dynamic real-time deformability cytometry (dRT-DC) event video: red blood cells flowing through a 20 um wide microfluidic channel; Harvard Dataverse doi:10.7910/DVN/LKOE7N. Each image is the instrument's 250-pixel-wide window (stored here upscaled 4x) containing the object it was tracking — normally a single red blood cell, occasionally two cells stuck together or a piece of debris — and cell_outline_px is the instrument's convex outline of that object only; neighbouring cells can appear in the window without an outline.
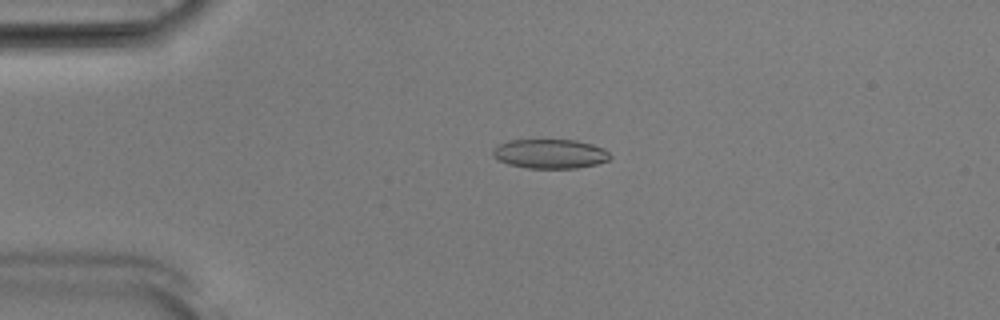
{"species": "Egyptian fruit bat (a non-hibernating species)", "species_latin": "Rousettus aegyptiacus", "temperature_condition": "room temperature", "stored_images_in_passage": 52, "camera_frame_rate_fps": 3000, "um_per_image_px": 0.085, "animal": {"sex": "male"}, "frame": {"image": 1, "passage_image": 12, "time_ms": 3.667, "image_size_px": [1000, 320], "cell_outline_px": [[612, 156], [608, 160], [596, 164], [576, 168], [528, 168], [508, 164], [500, 160], [492, 152], [492, 148], [508, 140], [576, 140], [592, 144], [604, 148]], "centroid_in_image_um": [46.78, 13.07], "position_along_channel_um": 38.2, "area_um2": 19.94}}
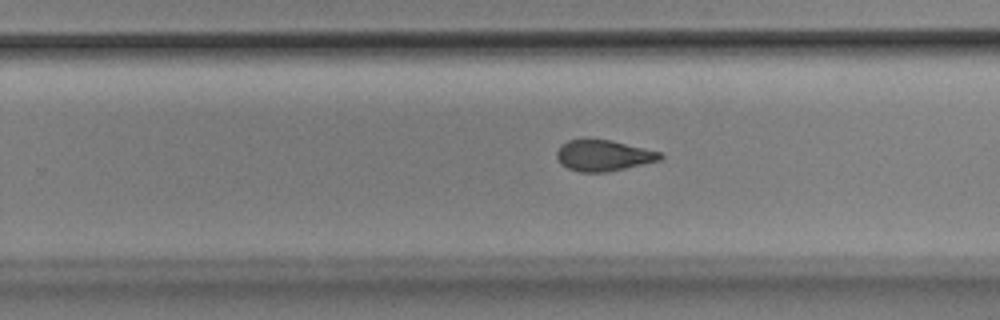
{"frame": {"image": 2, "passage_image": 33, "time_ms": 10.667, "image_size_px": [1000, 320], "cell_outline_px": [[664, 156], [660, 160], [608, 172], [580, 172], [568, 168], [560, 164], [556, 156], [556, 152], [560, 144], [568, 140], [584, 136], [612, 140], [660, 152]], "centroid_in_image_um": [51.22, 13.18], "position_along_channel_um": 278.6, "area_um2": 19.25}}
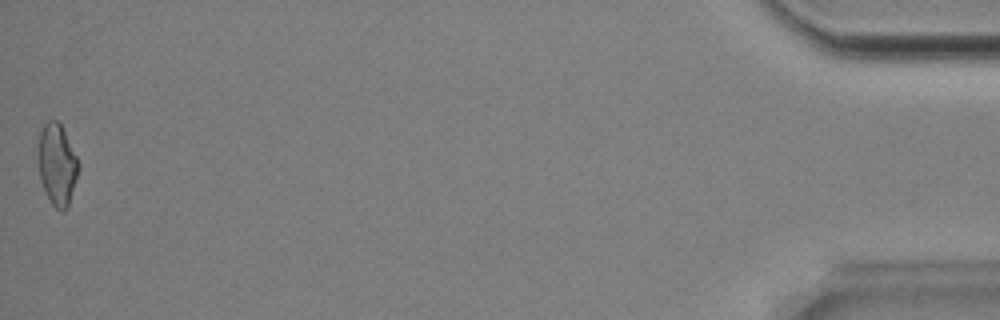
{"frame": {"image": 3, "passage_image": 52, "time_ms": 17.0, "image_size_px": [1000, 320], "cell_outline_px": [[80, 164], [68, 208], [64, 212], [60, 212], [52, 204], [40, 180], [40, 132], [44, 124], [48, 120], [56, 120], [60, 124]], "centroid_in_image_um": [4.88, 14.03], "position_along_channel_um": 430.3, "area_um2": 18.5}, "authors_computed_cell_mechanics": {"area_um2": 19.5364, "velocity_mm_per_s": 3.9048, "shape_relaxation_time_tau1_ms": 5.4386, "shape_relaxation_time_tau2_ms": 2.1771, "deformation_change_tau1": 0.131, "deformation_change_tau2": 0.0708}}